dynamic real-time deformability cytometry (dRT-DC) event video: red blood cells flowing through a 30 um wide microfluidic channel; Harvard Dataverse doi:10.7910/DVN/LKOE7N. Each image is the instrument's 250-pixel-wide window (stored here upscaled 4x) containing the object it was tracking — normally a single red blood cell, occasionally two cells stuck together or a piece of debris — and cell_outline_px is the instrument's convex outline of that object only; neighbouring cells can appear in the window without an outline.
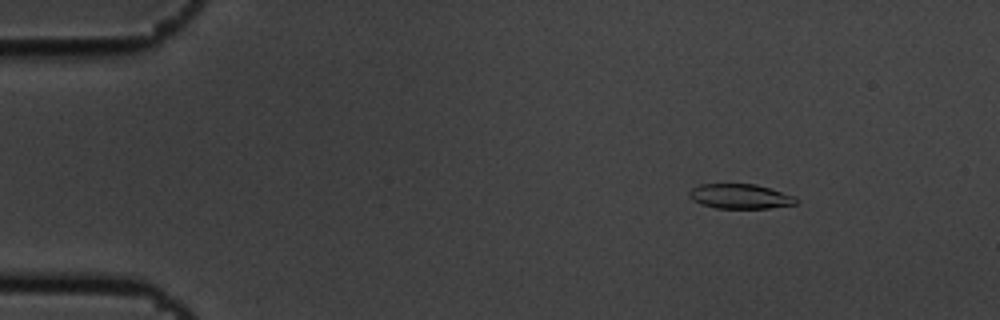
{"species": "common noctule bat (a hibernating species)", "species_latin": "Nyctalus noctula", "temperature_condition": "cold", "stored_images_in_passage": 7, "camera_frame_rate_fps": 3000, "um_per_image_px": 0.085, "animal": {"sex": "male", "body_mass_g": 19.5, "forearm_length_mm": 54.6}, "frame": {"image": 1, "passage_image": 3, "time_ms": 0.667, "image_size_px": [1000, 320], "cell_outline_px": [[800, 200], [796, 204], [768, 208], [716, 208], [700, 204], [692, 200], [688, 196], [688, 192], [692, 188], [700, 184], [756, 184], [796, 196]], "centroid_in_image_um": [62.92, 16.69], "position_along_channel_um": 22.1, "area_um2": 15.55}}
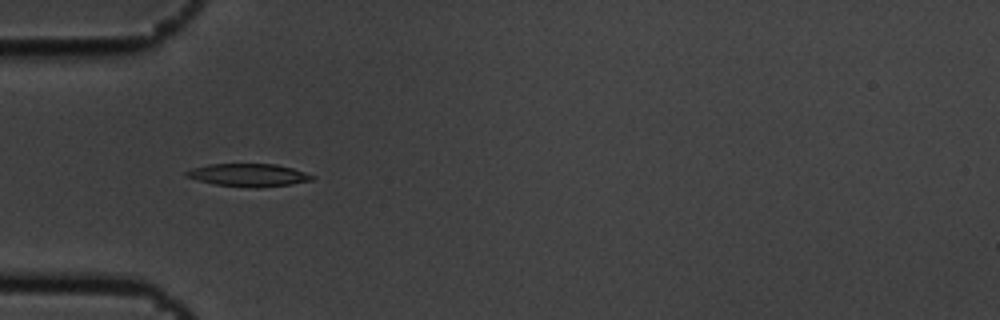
{"frame": {"image": 2, "passage_image": 6, "time_ms": 1.667, "image_size_px": [1000, 320], "cell_outline_px": [[316, 176], [312, 180], [292, 184], [260, 188], [256, 188], [216, 184], [200, 180], [188, 176], [184, 172], [192, 168], [208, 164], [276, 164], [292, 168]], "centroid_in_image_um": [21.17, 14.88], "position_along_channel_um": 63.8, "area_um2": 16.53}}
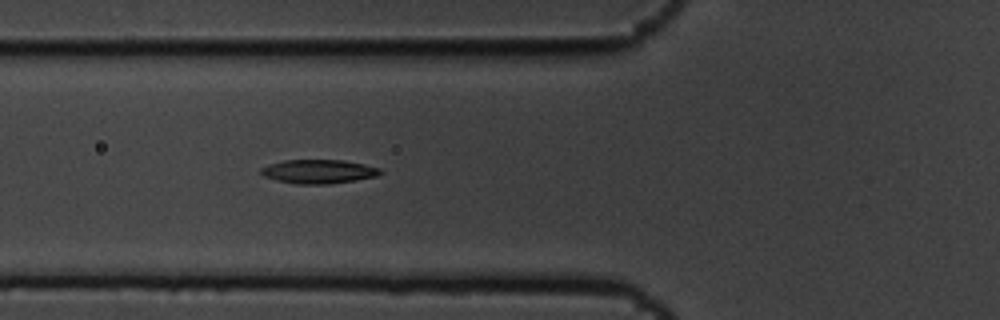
{"frame": {"image": 3, "passage_image": 7, "time_ms": 2.0, "image_size_px": [1000, 320], "cell_outline_px": [[384, 172], [376, 176], [356, 180], [328, 184], [296, 184], [276, 180], [264, 176], [260, 172], [260, 168], [268, 164], [284, 160], [344, 160], [364, 164], [380, 168]], "centroid_in_image_um": [27.07, 14.57], "position_along_channel_um": 98.7, "area_um2": 16.7}}